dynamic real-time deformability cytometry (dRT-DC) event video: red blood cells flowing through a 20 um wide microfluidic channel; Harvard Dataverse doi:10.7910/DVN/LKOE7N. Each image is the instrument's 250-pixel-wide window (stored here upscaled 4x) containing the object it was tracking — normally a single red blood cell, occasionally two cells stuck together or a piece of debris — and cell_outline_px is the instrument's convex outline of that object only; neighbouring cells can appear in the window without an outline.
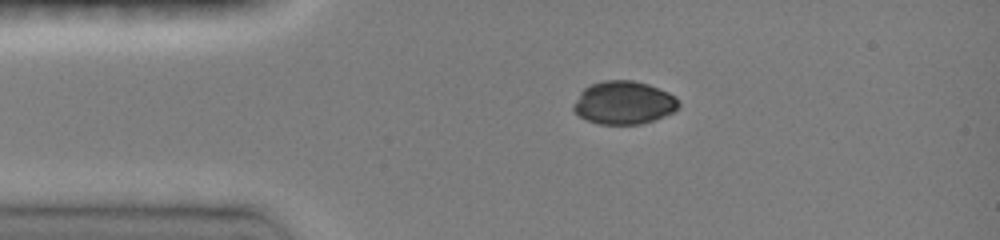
{"species": "common noctule bat (a hibernating species)", "species_latin": "Nyctalus noctula", "temperature_condition": "room temperature", "stored_images_in_passage": 10, "camera_frame_rate_fps": 3000, "um_per_image_px": 0.085, "animal": {"sex": "female", "body_mass_g": 19.0, "forearm_length_mm": 51.5}, "frame": {"image": 1, "passage_image": 1, "time_ms": 0.0, "image_size_px": [1000, 240], "cell_outline_px": [[680, 108], [664, 116], [640, 124], [600, 124], [588, 120], [580, 116], [572, 108], [572, 104], [580, 92], [584, 88], [592, 84], [604, 80], [632, 80], [648, 84], [668, 92], [676, 96], [680, 104]], "centroid_in_image_um": [53.03, 8.72], "position_along_channel_um": 32.0, "area_um2": 26.41}}
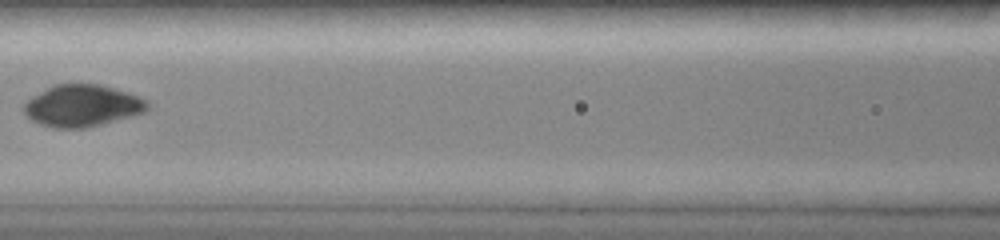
{"frame": {"image": 2, "passage_image": 6, "time_ms": 4.0, "image_size_px": [1000, 240], "cell_outline_px": [[148, 108], [144, 112], [132, 116], [84, 128], [52, 128], [40, 124], [24, 116], [24, 104], [32, 96], [52, 84], [100, 84], [128, 92], [140, 96], [148, 100]], "centroid_in_image_um": [6.97, 8.98], "position_along_channel_um": 159.6, "area_um2": 30.23}}